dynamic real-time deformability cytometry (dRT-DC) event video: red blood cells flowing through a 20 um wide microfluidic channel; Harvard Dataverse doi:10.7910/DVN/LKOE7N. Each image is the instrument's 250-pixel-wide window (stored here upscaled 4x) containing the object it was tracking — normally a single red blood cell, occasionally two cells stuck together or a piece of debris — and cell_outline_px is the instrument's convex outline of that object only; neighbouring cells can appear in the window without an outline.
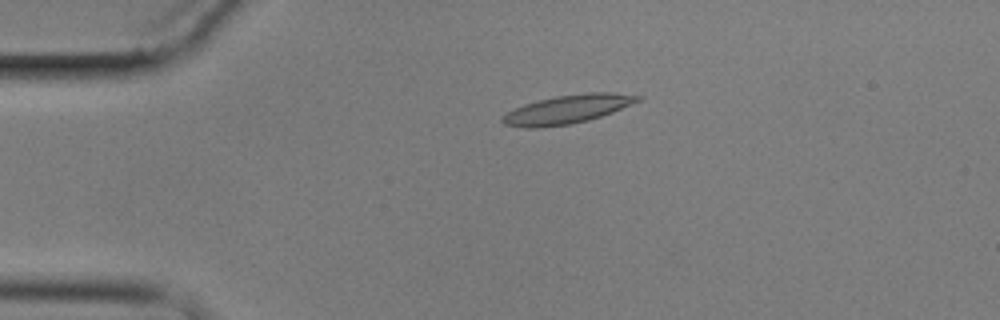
{"species": "common noctule bat (a hibernating species)", "species_latin": "Nyctalus noctula", "temperature_condition": "cold", "stored_images_in_passage": 4, "camera_frame_rate_fps": 3000, "um_per_image_px": 0.085, "animal": {"sex": "male", "body_mass_g": 17.9}, "frame": {"image": 1, "passage_image": 3, "time_ms": 2.667, "image_size_px": [1000, 320], "cell_outline_px": [[644, 100], [612, 112], [588, 120], [572, 124], [536, 128], [524, 128], [504, 124], [500, 120], [508, 112], [524, 104], [556, 96], [588, 92], [612, 92], [644, 96]], "centroid_in_image_um": [48.3, 9.28], "position_along_channel_um": 36.7, "area_um2": 22.6}}